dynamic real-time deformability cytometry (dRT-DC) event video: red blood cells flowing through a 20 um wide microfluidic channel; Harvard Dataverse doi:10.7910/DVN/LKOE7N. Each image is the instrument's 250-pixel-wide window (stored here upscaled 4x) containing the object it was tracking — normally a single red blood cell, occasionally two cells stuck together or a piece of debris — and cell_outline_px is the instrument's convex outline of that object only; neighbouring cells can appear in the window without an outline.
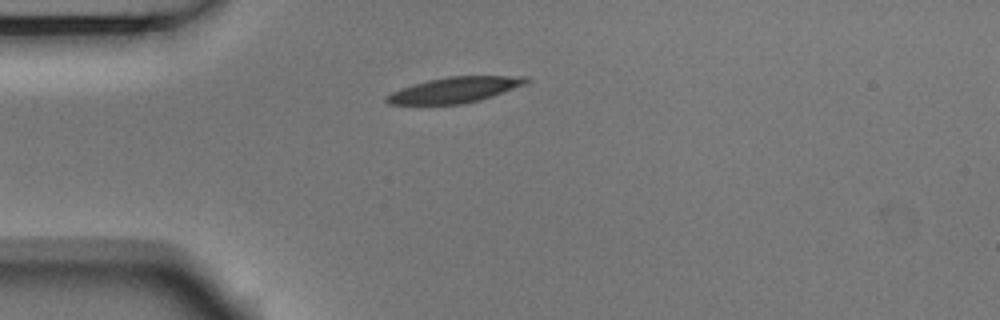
{"species": "Egyptian fruit bat (a non-hibernating species)", "species_latin": "Rousettus aegyptiacus", "temperature_condition": "room temperature", "stored_images_in_passage": 4, "camera_frame_rate_fps": 3000, "um_per_image_px": 0.085, "animal": {"sex": "male"}, "frame": {"image": 1, "passage_image": 4, "time_ms": 1.0, "image_size_px": [1000, 320], "cell_outline_px": [[532, 80], [524, 84], [492, 96], [480, 100], [460, 104], [388, 104], [384, 100], [384, 96], [400, 88], [412, 84], [428, 80], [448, 76], [528, 76]], "centroid_in_image_um": [38.62, 7.63], "position_along_channel_um": 46.4, "area_um2": 20.81}}